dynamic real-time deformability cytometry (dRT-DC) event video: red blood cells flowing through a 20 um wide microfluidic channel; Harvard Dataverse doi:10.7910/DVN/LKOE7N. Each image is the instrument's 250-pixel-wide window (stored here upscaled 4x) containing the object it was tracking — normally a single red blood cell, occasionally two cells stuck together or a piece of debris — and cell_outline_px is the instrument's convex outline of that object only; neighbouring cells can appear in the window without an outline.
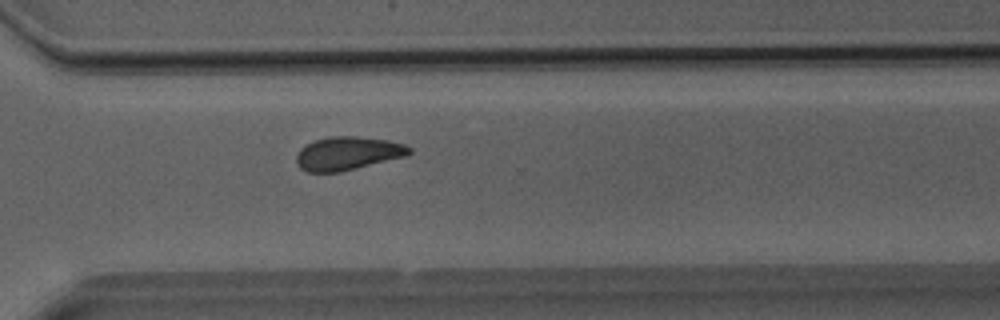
{"species": "Egyptian fruit bat (a non-hibernating species)", "species_latin": "Rousettus aegyptiacus", "temperature_condition": "room temperature", "stored_images_in_passage": 37, "camera_frame_rate_fps": 3000, "um_per_image_px": 0.085, "animal": {"sex": "male"}, "frame": {"image": 1, "passage_image": 26, "time_ms": 8.333, "image_size_px": [1000, 320], "cell_outline_px": [[412, 152], [408, 156], [340, 172], [308, 172], [300, 168], [296, 164], [296, 156], [300, 148], [316, 140], [328, 136], [356, 136], [384, 140], [404, 144], [412, 148]], "centroid_in_image_um": [29.56, 13.04], "position_along_channel_um": 341.0, "area_um2": 22.02}}
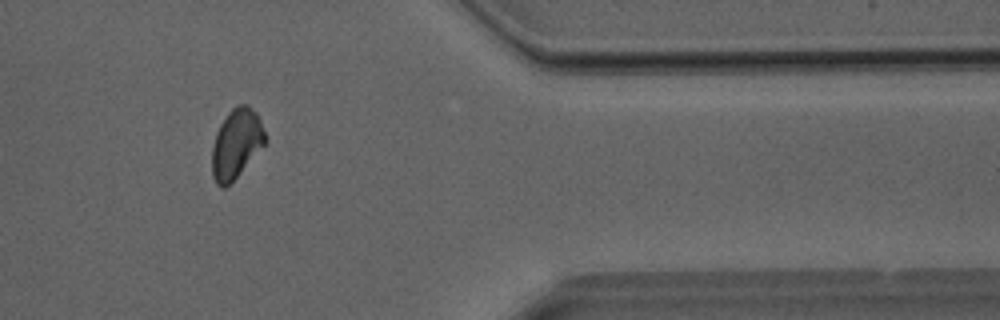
{"frame": {"image": 2, "passage_image": 30, "time_ms": 9.667, "image_size_px": [1000, 320], "cell_outline_px": [[268, 140], [236, 176], [224, 188], [220, 188], [216, 184], [212, 176], [212, 148], [216, 132], [220, 124], [228, 112], [236, 104], [248, 104], [256, 112], [260, 120]], "centroid_in_image_um": [20.07, 12.18], "position_along_channel_um": 391.3, "area_um2": 21.39}}
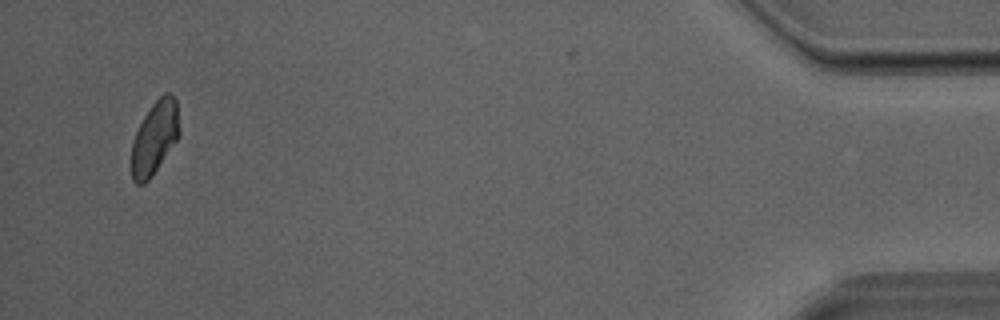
{"frame": {"image": 3, "passage_image": 35, "time_ms": 11.333, "image_size_px": [1000, 320], "cell_outline_px": [[180, 136], [152, 176], [144, 184], [136, 184], [132, 180], [132, 144], [136, 132], [144, 116], [152, 104], [164, 92], [168, 92], [176, 100], [180, 128]], "centroid_in_image_um": [13.17, 11.71], "position_along_channel_um": 422.0, "area_um2": 20.35}}